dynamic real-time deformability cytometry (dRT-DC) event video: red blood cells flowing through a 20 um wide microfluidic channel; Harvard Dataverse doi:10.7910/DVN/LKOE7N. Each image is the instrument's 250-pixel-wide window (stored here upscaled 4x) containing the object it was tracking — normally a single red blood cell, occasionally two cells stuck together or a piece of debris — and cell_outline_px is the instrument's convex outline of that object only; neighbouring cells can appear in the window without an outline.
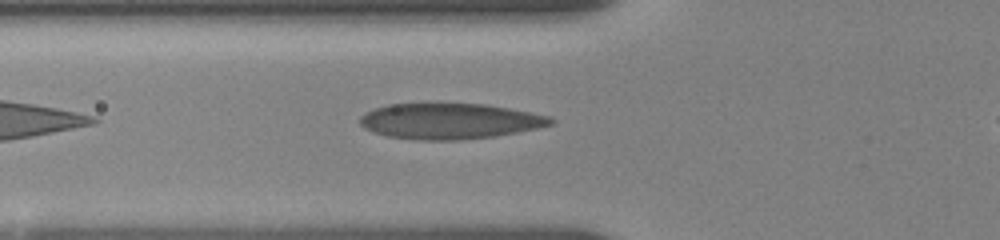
{"species": "human", "species_latin": "Homo sapiens", "temperature_condition": "room temperature", "stored_images_in_passage": 70, "camera_frame_rate_fps": 3000, "um_per_image_px": 0.085, "donor": {"sex": "female"}, "frame": {"image": 1, "passage_image": 4, "time_ms": 0.667, "image_size_px": [1000, 240], "cell_outline_px": [[556, 120], [552, 124], [536, 128], [496, 136], [460, 140], [416, 140], [388, 136], [372, 132], [364, 128], [360, 124], [360, 116], [364, 112], [388, 104], [424, 100], [436, 100], [488, 104], [552, 116]], "centroid_in_image_um": [38.18, 10.24], "position_along_channel_um": 87.6, "area_um2": 41.38}}
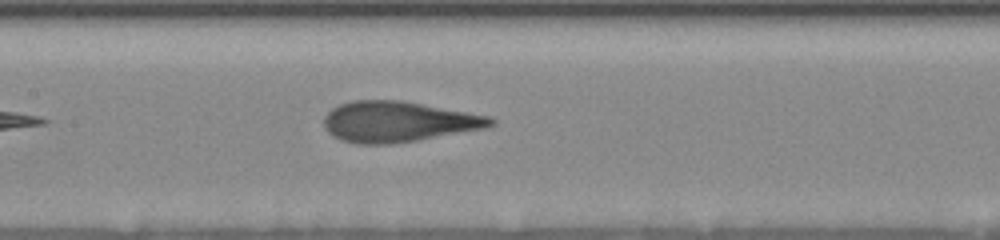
{"frame": {"image": 2, "passage_image": 14, "time_ms": 3.0, "image_size_px": [1000, 240], "cell_outline_px": [[496, 124], [484, 128], [416, 140], [392, 144], [356, 144], [340, 140], [332, 136], [324, 128], [324, 116], [332, 108], [340, 104], [352, 100], [400, 100], [488, 116], [496, 120]], "centroid_in_image_um": [33.78, 10.35], "position_along_channel_um": 173.6, "area_um2": 39.25}}
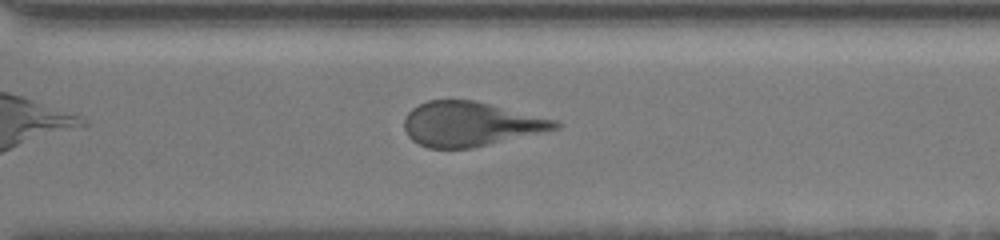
{"frame": {"image": 3, "passage_image": 37, "time_ms": 7.333, "image_size_px": [1000, 240], "cell_outline_px": [[564, 124], [560, 128], [472, 148], [428, 148], [412, 140], [408, 136], [404, 128], [404, 120], [408, 112], [412, 108], [428, 100], [472, 100], [560, 120]], "centroid_in_image_um": [40.02, 10.54], "position_along_channel_um": 330.6, "area_um2": 39.07}}